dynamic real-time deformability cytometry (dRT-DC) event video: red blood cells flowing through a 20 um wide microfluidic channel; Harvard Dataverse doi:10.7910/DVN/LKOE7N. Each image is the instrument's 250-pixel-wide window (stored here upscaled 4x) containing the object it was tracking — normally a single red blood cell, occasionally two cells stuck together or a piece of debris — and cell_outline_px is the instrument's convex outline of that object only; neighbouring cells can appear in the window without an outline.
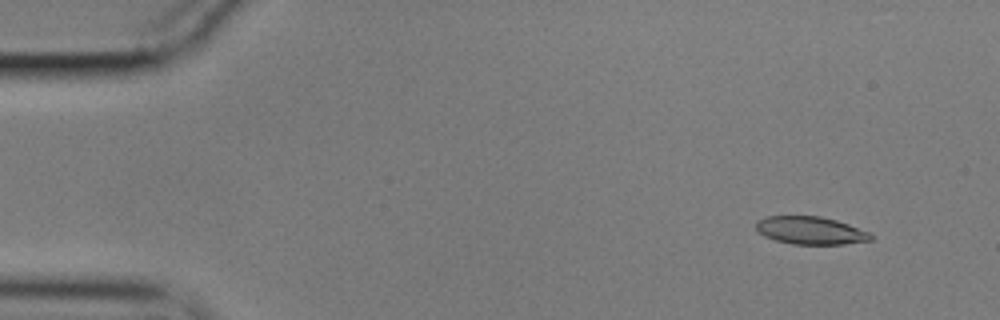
{"species": "common noctule bat (a hibernating species)", "species_latin": "Nyctalus noctula", "temperature_condition": "cold", "stored_images_in_passage": 56, "camera_frame_rate_fps": 3000, "um_per_image_px": 0.085, "animal": {"sex": "male", "body_mass_g": 17.9}, "frame": {"image": 1, "passage_image": 5, "time_ms": 1.333, "image_size_px": [1000, 320], "cell_outline_px": [[872, 240], [844, 244], [792, 244], [776, 240], [764, 236], [756, 232], [756, 220], [768, 216], [820, 216], [836, 220], [872, 232]], "centroid_in_image_um": [68.89, 19.59], "position_along_channel_um": 16.1, "area_um2": 18.73}}
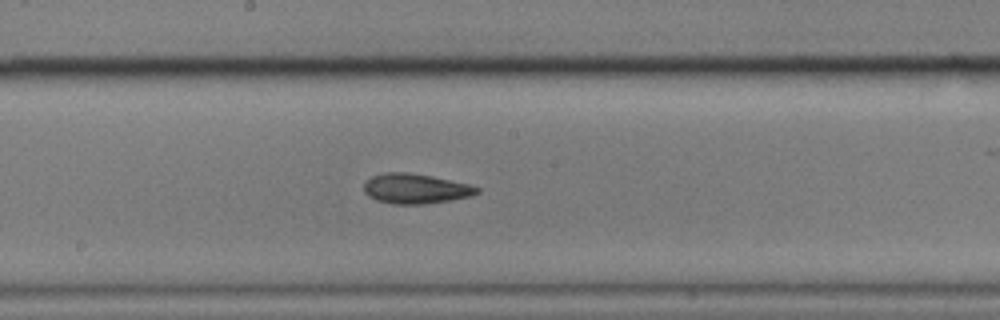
{"frame": {"image": 2, "passage_image": 30, "time_ms": 9.667, "image_size_px": [1000, 320], "cell_outline_px": [[480, 192], [472, 196], [424, 204], [392, 204], [376, 200], [368, 196], [364, 192], [364, 180], [372, 176], [384, 172], [404, 172], [432, 176], [468, 184], [480, 188]], "centroid_in_image_um": [35.28, 16.03], "position_along_channel_um": 212.9, "area_um2": 19.77}}
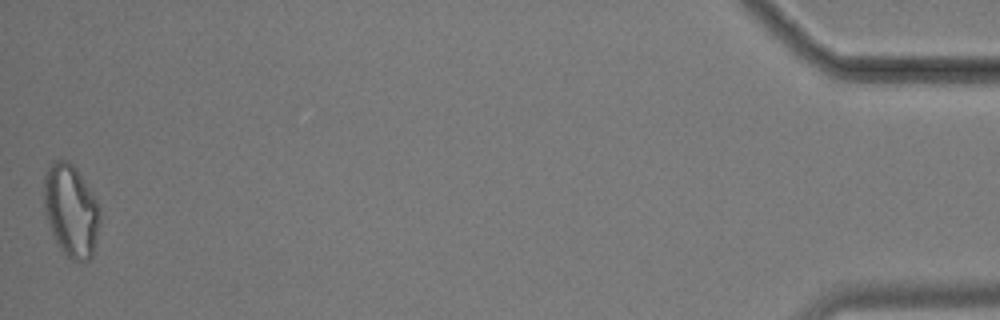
{"frame": {"image": 3, "passage_image": 56, "time_ms": 18.333, "image_size_px": [1000, 320], "cell_outline_px": [[100, 224], [96, 244], [92, 256], [88, 260], [72, 260], [56, 244], [48, 224], [44, 208], [44, 172], [56, 160], [68, 160], [76, 168], [92, 192], [100, 208]], "centroid_in_image_um": [6.04, 17.9], "position_along_channel_um": 429.2, "area_um2": 30.29}, "authors_computed_cell_mechanics": {"area_um2": 19.8832, "velocity_mm_per_s": 3.5469, "shape_relaxation_time_tau1_ms": 11.0008, "shape_relaxation_time_tau2_ms": 3.5274, "deformation_change_tau1": 0.2068, "deformation_change_tau2": 0.1035}}